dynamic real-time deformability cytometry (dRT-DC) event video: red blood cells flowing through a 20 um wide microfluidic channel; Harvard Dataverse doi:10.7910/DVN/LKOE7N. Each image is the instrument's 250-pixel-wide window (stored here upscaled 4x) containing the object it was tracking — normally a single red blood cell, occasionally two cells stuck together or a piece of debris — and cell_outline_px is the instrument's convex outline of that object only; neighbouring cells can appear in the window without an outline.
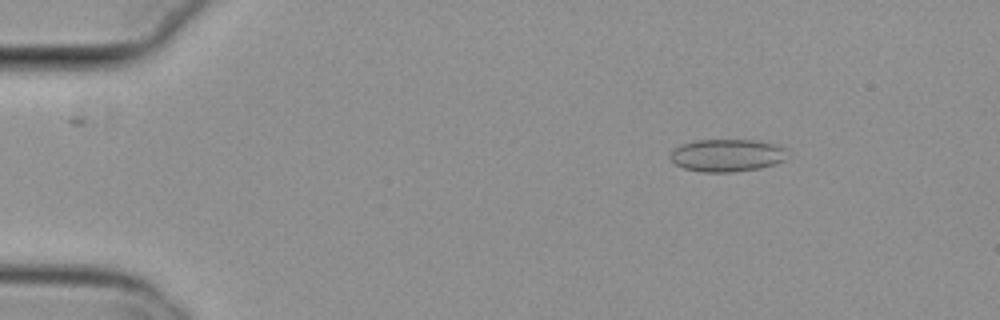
{"species": "common noctule bat (a hibernating species)", "species_latin": "Nyctalus noctula", "temperature_condition": "cold", "stored_images_in_passage": 54, "camera_frame_rate_fps": 3000, "um_per_image_px": 0.085, "animal": {"sex": "female", "body_mass_g": 29.2, "forearm_length_mm": 56.3}, "frame": {"image": 1, "passage_image": 7, "time_ms": 2.0, "image_size_px": [1000, 320], "cell_outline_px": [[784, 160], [776, 164], [760, 168], [736, 172], [700, 172], [684, 168], [676, 164], [672, 160], [672, 152], [676, 148], [684, 144], [696, 140], [752, 140], [772, 144], [784, 148]], "centroid_in_image_um": [61.79, 13.22], "position_along_channel_um": 23.2, "area_um2": 21.79}}
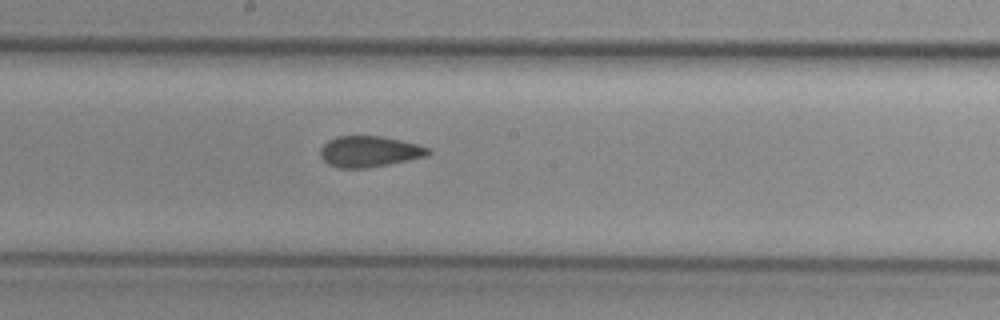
{"frame": {"image": 2, "passage_image": 29, "time_ms": 9.333, "image_size_px": [1000, 320], "cell_outline_px": [[432, 152], [428, 156], [368, 168], [340, 168], [328, 164], [320, 156], [320, 148], [328, 140], [336, 136], [380, 136], [400, 140], [416, 144], [428, 148]], "centroid_in_image_um": [31.38, 12.88], "position_along_channel_um": 216.8, "area_um2": 19.42}}
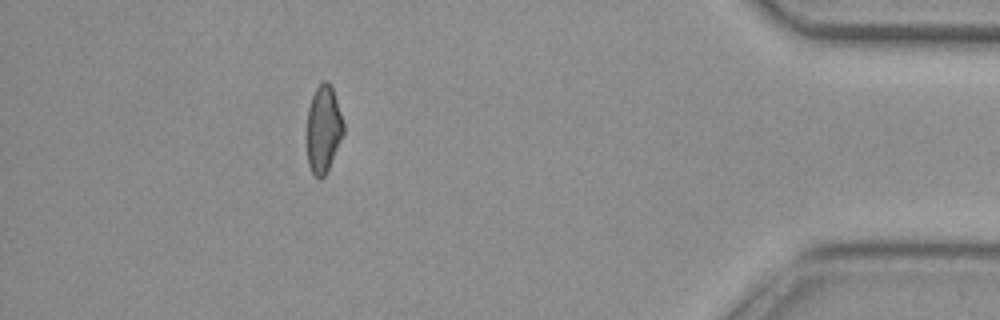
{"frame": {"image": 3, "passage_image": 48, "time_ms": 15.667, "image_size_px": [1000, 320], "cell_outline_px": [[344, 132], [328, 168], [324, 176], [320, 180], [312, 172], [308, 164], [308, 108], [312, 96], [316, 88], [324, 80], [328, 80], [332, 88], [344, 124]], "centroid_in_image_um": [27.49, 10.96], "position_along_channel_um": 407.7, "area_um2": 18.09}, "authors_computed_cell_mechanics": {"area_um2": 20.1433, "velocity_mm_per_s": 3.8068, "shape_relaxation_time_tau1_ms": null, "shape_relaxation_time_tau2_ms": 2.7136, "deformation_change_tau1": null, "deformation_change_tau2": 0.0878}}